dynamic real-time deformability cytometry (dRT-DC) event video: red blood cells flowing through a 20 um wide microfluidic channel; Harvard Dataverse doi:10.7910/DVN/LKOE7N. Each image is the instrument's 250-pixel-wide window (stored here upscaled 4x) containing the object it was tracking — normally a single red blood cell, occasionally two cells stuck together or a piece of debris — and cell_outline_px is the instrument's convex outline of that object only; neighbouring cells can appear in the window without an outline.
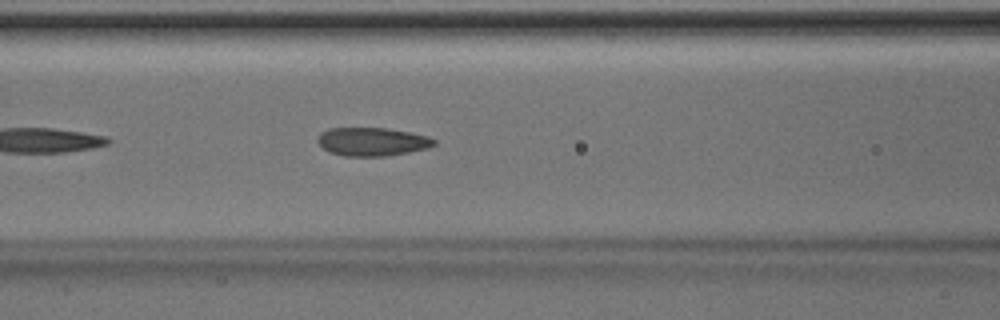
{"species": "Egyptian fruit bat (a non-hibernating species)", "species_latin": "Rousettus aegyptiacus", "temperature_condition": "room temperature", "stored_images_in_passage": 22, "camera_frame_rate_fps": 3000, "um_per_image_px": 0.085, "animal": {"sex": "male"}, "frame": {"image": 1, "passage_image": 7, "time_ms": 2.0, "image_size_px": [1000, 320], "cell_outline_px": [[436, 144], [428, 148], [388, 156], [344, 156], [328, 152], [316, 140], [320, 132], [328, 128], [388, 128], [428, 136], [436, 140]], "centroid_in_image_um": [31.62, 12.04], "position_along_channel_um": 135.0, "area_um2": 19.36}}
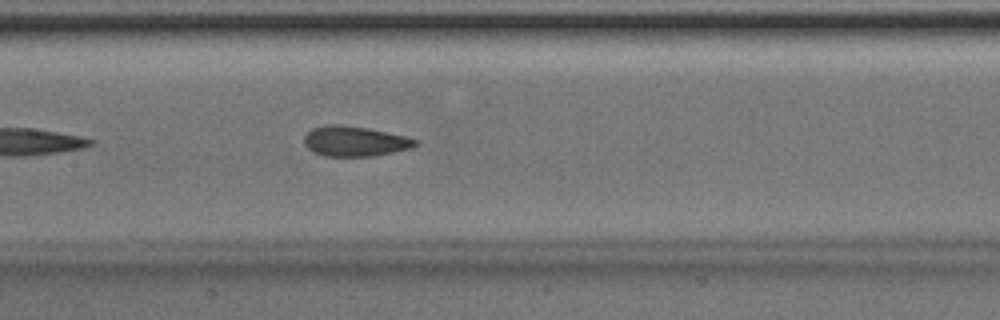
{"frame": {"image": 2, "passage_image": 10, "time_ms": 3.0, "image_size_px": [1000, 320], "cell_outline_px": [[416, 144], [412, 148], [372, 156], [324, 156], [312, 152], [304, 144], [304, 136], [312, 128], [328, 124], [340, 124], [368, 128], [404, 136], [416, 140]], "centroid_in_image_um": [30.1, 12.0], "position_along_channel_um": 177.3, "area_um2": 19.42}}